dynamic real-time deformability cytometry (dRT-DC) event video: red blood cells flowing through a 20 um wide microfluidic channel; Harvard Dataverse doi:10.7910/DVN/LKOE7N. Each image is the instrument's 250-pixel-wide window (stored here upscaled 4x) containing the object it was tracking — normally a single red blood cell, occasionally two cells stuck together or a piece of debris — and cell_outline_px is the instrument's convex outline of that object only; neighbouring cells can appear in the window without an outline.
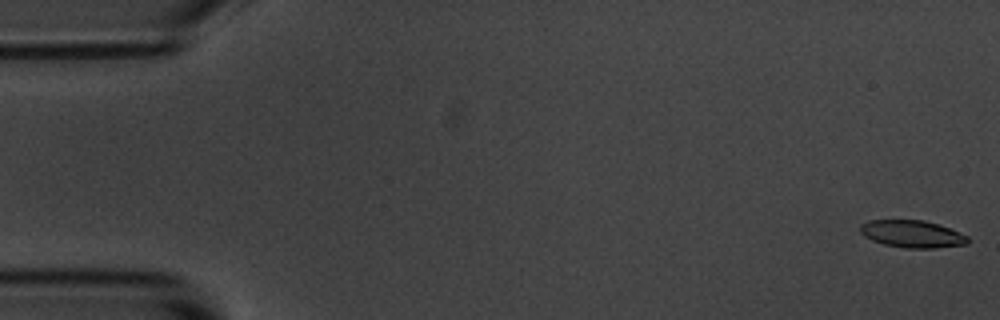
{"species": "common noctule bat (a hibernating species)", "species_latin": "Nyctalus noctula", "temperature_condition": "room temperature", "stored_images_in_passage": 6, "camera_frame_rate_fps": 3000, "um_per_image_px": 0.085, "animal": {"sex": "male", "body_mass_g": 20.1, "forearm_length_mm": 53.5}, "frame": {"image": 1, "passage_image": 1, "time_ms": 0.0, "image_size_px": [1000, 320], "cell_outline_px": [[968, 244], [932, 248], [904, 248], [884, 244], [872, 240], [864, 236], [860, 232], [860, 224], [868, 220], [924, 220], [948, 228], [968, 236]], "centroid_in_image_um": [77.5, 19.88], "position_along_channel_um": 7.5, "area_um2": 16.99}}